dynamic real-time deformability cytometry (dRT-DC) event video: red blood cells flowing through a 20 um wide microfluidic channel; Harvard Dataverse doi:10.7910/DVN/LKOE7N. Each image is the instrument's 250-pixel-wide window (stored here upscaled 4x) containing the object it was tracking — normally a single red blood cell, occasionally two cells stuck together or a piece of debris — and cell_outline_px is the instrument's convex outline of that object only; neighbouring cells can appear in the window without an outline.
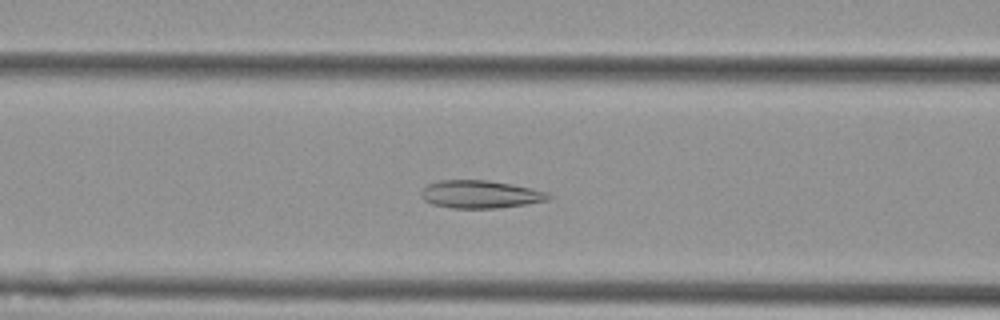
{"species": "Egyptian fruit bat (a non-hibernating species)", "species_latin": "Rousettus aegyptiacus", "temperature_condition": "cold", "stored_images_in_passage": 55, "camera_frame_rate_fps": 3000, "um_per_image_px": 0.085, "animal": {"sex": "female"}, "frame": {"image": 1, "passage_image": 22, "time_ms": 7.0, "image_size_px": [1000, 320], "cell_outline_px": [[552, 196], [548, 200], [524, 204], [496, 208], [452, 208], [432, 204], [424, 200], [420, 196], [420, 192], [428, 184], [436, 180], [488, 180], [512, 184], [532, 188], [548, 192]], "centroid_in_image_um": [40.8, 16.51], "position_along_channel_um": 125.8, "area_um2": 20.69}}
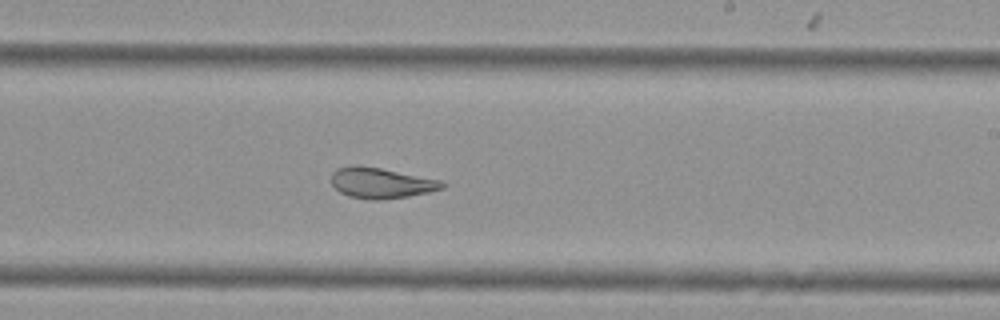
{"frame": {"image": 2, "passage_image": 33, "time_ms": 10.667, "image_size_px": [1000, 320], "cell_outline_px": [[444, 188], [428, 192], [408, 196], [380, 200], [372, 200], [348, 196], [340, 192], [332, 184], [332, 172], [336, 168], [352, 164], [380, 168], [440, 180], [444, 184]], "centroid_in_image_um": [32.35, 15.55], "position_along_channel_um": 256.7, "area_um2": 19.65}}
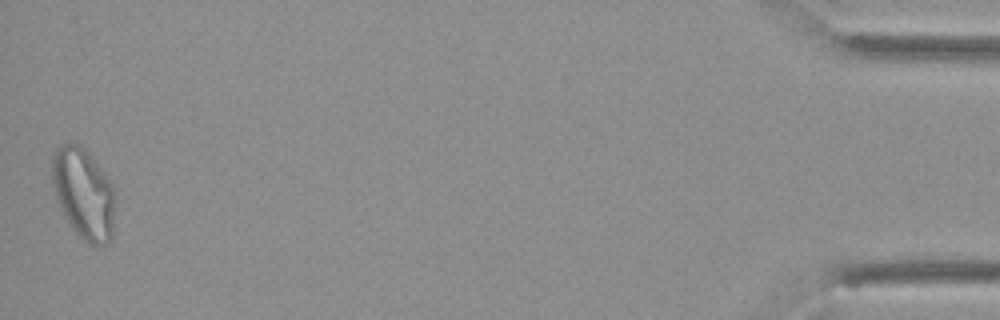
{"frame": {"image": 3, "passage_image": 55, "time_ms": 18.0, "image_size_px": [1000, 320], "cell_outline_px": [[112, 240], [108, 244], [88, 244], [72, 228], [56, 196], [52, 180], [52, 156], [56, 148], [64, 144], [80, 144], [88, 152], [108, 176], [112, 184]], "centroid_in_image_um": [7.09, 16.42], "position_along_channel_um": 428.1, "area_um2": 32.54}, "authors_computed_cell_mechanics": {"area_um2": 24.854, "velocity_mm_per_s": 3.5798, "shape_relaxation_time_tau1_ms": null, "shape_relaxation_time_tau2_ms": 1.2009, "deformation_change_tau1": null, "deformation_change_tau2": 0.078}}